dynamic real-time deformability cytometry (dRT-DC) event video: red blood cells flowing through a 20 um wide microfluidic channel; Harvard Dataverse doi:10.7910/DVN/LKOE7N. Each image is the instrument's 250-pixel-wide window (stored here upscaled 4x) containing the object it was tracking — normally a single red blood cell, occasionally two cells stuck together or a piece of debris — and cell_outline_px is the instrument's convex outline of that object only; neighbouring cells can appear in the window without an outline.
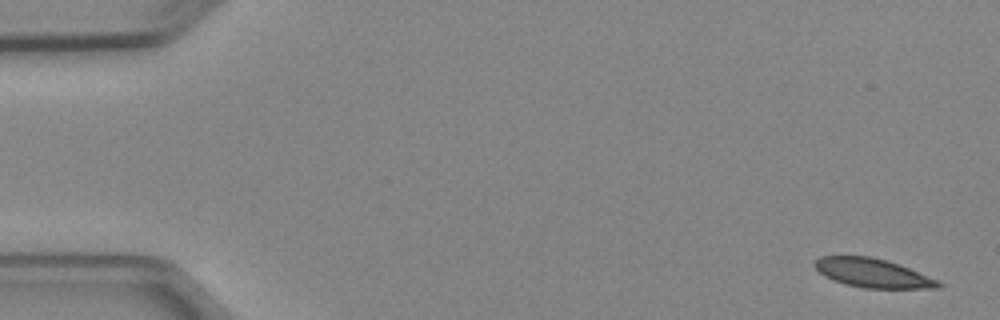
{"species": "Egyptian fruit bat (a non-hibernating species)", "species_latin": "Rousettus aegyptiacus", "temperature_condition": "cold", "stored_images_in_passage": 4, "camera_frame_rate_fps": 3000, "um_per_image_px": 0.085, "animal": {"sex": "female"}, "frame": {"image": 1, "passage_image": 1, "time_ms": 0.0, "image_size_px": [1000, 320], "cell_outline_px": [[944, 284], [940, 288], [864, 288], [844, 284], [824, 276], [812, 264], [820, 256], [872, 256], [888, 260], [908, 268], [936, 280]], "centroid_in_image_um": [74.14, 23.2], "position_along_channel_um": 10.9, "area_um2": 20.69}}